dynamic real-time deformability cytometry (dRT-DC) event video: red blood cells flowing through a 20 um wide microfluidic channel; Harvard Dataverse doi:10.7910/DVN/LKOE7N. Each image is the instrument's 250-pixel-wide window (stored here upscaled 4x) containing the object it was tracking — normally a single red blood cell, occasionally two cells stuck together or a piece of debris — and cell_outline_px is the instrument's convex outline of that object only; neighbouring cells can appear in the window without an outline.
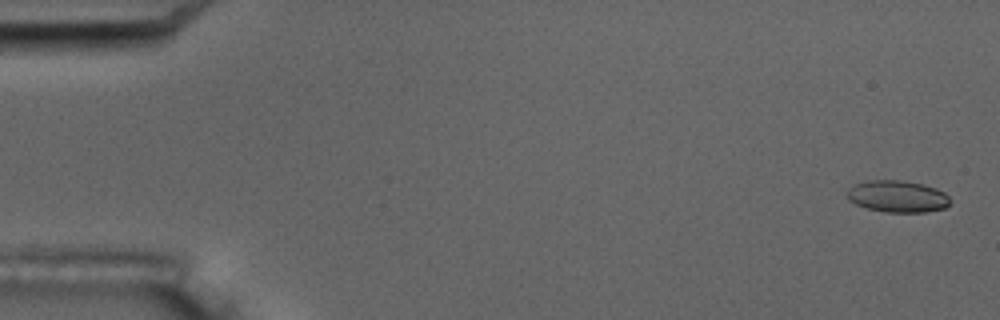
{"species": "common noctule bat (a hibernating species)", "species_latin": "Nyctalus noctula", "temperature_condition": "room temperature", "stored_images_in_passage": 9, "camera_frame_rate_fps": 3000, "um_per_image_px": 0.085, "animal": {"sex": "male", "body_mass_g": 17.5, "forearm_length_mm": 52.3}, "frame": {"image": 1, "passage_image": 1, "time_ms": 0.0, "image_size_px": [1000, 320], "cell_outline_px": [[948, 204], [944, 208], [924, 212], [884, 212], [868, 208], [856, 204], [848, 200], [848, 188], [856, 184], [868, 180], [900, 180], [924, 184], [936, 188], [944, 192], [948, 196]], "centroid_in_image_um": [76.27, 16.69], "position_along_channel_um": 8.7, "area_um2": 18.96}}
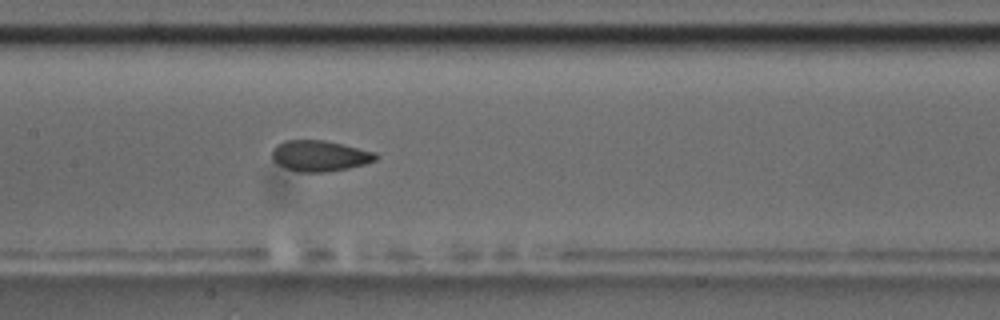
{"frame": {"image": 2, "passage_image": 9, "time_ms": 9.0, "image_size_px": [1000, 320], "cell_outline_px": [[380, 156], [376, 160], [364, 164], [348, 168], [324, 172], [296, 172], [284, 168], [276, 164], [272, 160], [272, 148], [276, 144], [284, 140], [324, 140], [376, 152]], "centroid_in_image_um": [27.13, 13.25], "position_along_channel_um": 180.3, "area_um2": 18.9}}